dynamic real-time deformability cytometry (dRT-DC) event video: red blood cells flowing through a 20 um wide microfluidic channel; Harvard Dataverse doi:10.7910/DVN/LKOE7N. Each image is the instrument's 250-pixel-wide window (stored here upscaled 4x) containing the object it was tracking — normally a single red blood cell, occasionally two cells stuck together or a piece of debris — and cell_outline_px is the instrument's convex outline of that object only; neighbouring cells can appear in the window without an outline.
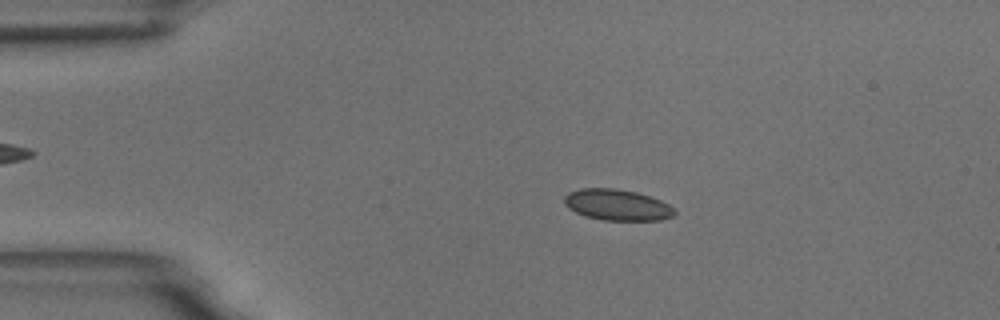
{"species": "common noctule bat (a hibernating species)", "species_latin": "Nyctalus noctula", "temperature_condition": "room temperature", "stored_images_in_passage": 55, "camera_frame_rate_fps": 3000, "um_per_image_px": 0.085, "animal": {"sex": "male", "body_mass_g": 18.8}, "frame": {"image": 1, "passage_image": 11, "time_ms": 3.333, "image_size_px": [1000, 320], "cell_outline_px": [[676, 212], [672, 216], [660, 220], [604, 220], [584, 216], [568, 208], [564, 204], [564, 196], [568, 192], [580, 188], [616, 188], [636, 192], [660, 200], [668, 204]], "centroid_in_image_um": [52.41, 17.41], "position_along_channel_um": 32.6, "area_um2": 19.94}}
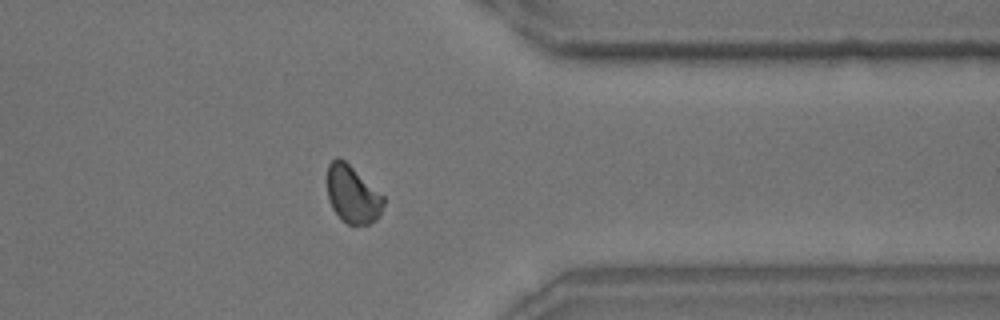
{"frame": {"image": 2, "passage_image": 44, "time_ms": 14.333, "image_size_px": [1000, 320], "cell_outline_px": [[384, 204], [380, 216], [376, 220], [368, 224], [348, 224], [332, 208], [328, 200], [328, 164], [336, 156], [344, 160], [384, 196]], "centroid_in_image_um": [29.98, 16.52], "position_along_channel_um": 381.4, "area_um2": 18.61}}
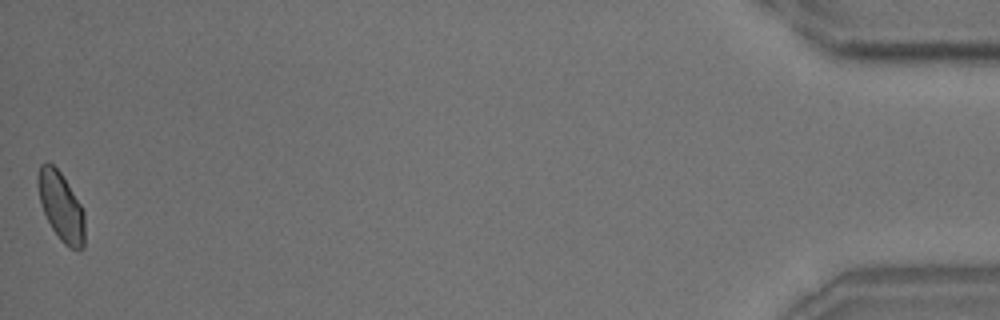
{"frame": {"image": 3, "passage_image": 55, "time_ms": 18.0, "image_size_px": [1000, 320], "cell_outline_px": [[84, 248], [72, 248], [64, 244], [60, 240], [52, 228], [44, 212], [40, 200], [36, 180], [36, 176], [40, 164], [52, 164], [60, 172], [80, 204], [84, 212]], "centroid_in_image_um": [5.17, 17.55], "position_along_channel_um": 430.0, "area_um2": 18.38}, "authors_computed_cell_mechanics": {"area_um2": 19.4208, "velocity_mm_per_s": 3.6652, "shape_relaxation_time_tau1_ms": null, "shape_relaxation_time_tau2_ms": 3.1574, "deformation_change_tau1": null, "deformation_change_tau2": 0.0545}}